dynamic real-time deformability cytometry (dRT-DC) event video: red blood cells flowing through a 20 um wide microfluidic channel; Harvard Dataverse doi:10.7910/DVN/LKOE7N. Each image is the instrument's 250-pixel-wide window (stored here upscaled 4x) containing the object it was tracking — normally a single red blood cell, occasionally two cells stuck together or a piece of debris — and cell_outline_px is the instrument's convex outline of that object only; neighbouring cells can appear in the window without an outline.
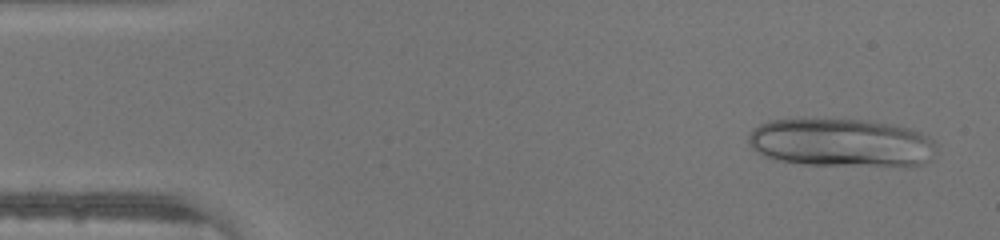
{"species": "human", "species_latin": "Homo sapiens", "temperature_condition": "warm", "stored_images_in_passage": 44, "camera_frame_rate_fps": 3000, "um_per_image_px": 0.085, "donor": {"sex": "male"}, "frame": {"image": 1, "passage_image": 2, "time_ms": 0.333, "image_size_px": [1000, 240], "cell_outline_px": [[932, 148], [928, 160], [920, 164], [804, 164], [772, 160], [756, 152], [752, 148], [748, 140], [748, 136], [752, 128], [760, 124], [772, 120], [796, 116], [864, 120], [896, 124], [912, 128], [928, 136], [932, 140]], "centroid_in_image_um": [71.33, 12.05], "position_along_channel_um": 13.7, "area_um2": 53.12}}
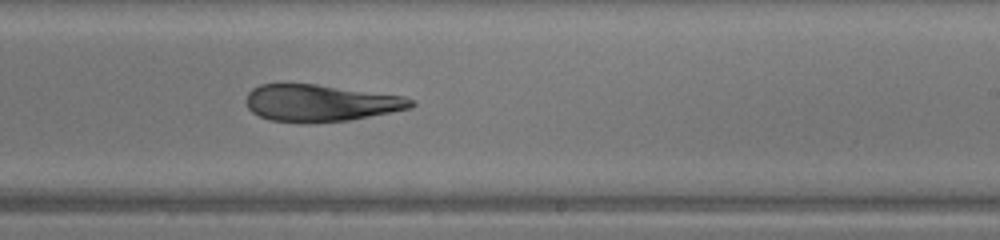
{"frame": {"image": 2, "passage_image": 26, "time_ms": 8.333, "image_size_px": [1000, 240], "cell_outline_px": [[416, 104], [412, 108], [392, 112], [348, 120], [268, 120], [252, 112], [248, 108], [244, 100], [248, 92], [252, 88], [260, 84], [316, 84], [404, 96], [416, 100]], "centroid_in_image_um": [27.27, 8.71], "position_along_channel_um": 261.7, "area_um2": 34.74}}
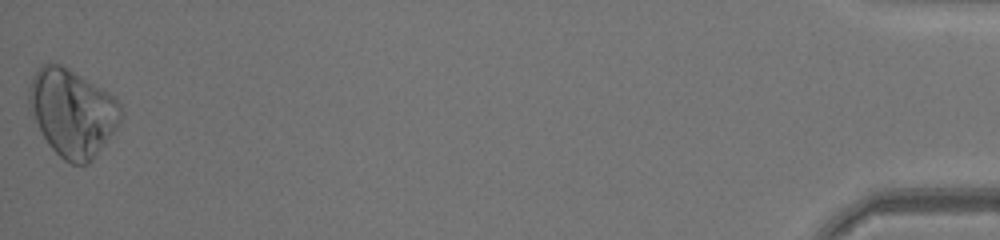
{"frame": {"image": 3, "passage_image": 44, "time_ms": 14.333, "image_size_px": [1000, 240], "cell_outline_px": [[124, 116], [92, 160], [88, 164], [72, 164], [64, 160], [48, 144], [28, 112], [28, 88], [32, 76], [44, 64], [60, 64], [68, 68], [112, 96], [120, 104]], "centroid_in_image_um": [6.1, 9.59], "position_along_channel_um": 429.1, "area_um2": 46.3}}